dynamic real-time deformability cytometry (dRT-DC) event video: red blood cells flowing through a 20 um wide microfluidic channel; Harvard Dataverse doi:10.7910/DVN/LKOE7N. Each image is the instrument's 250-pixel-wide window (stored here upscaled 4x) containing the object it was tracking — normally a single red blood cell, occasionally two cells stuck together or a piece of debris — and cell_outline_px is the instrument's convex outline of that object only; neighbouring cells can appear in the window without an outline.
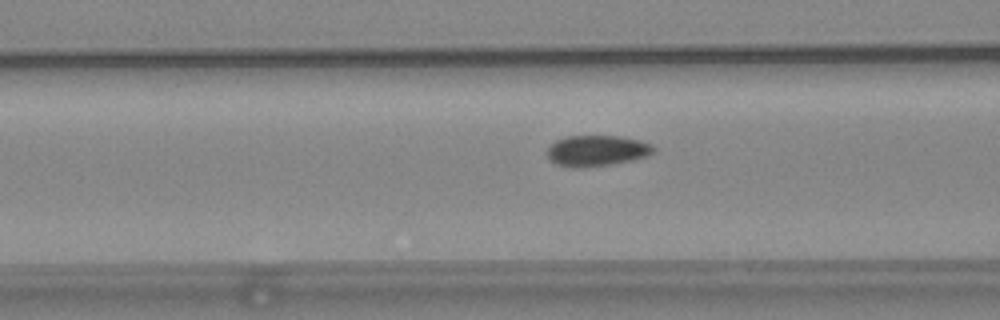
{"species": "common noctule bat (a hibernating species)", "species_latin": "Nyctalus noctula", "temperature_condition": "warm", "stored_images_in_passage": 39, "camera_frame_rate_fps": 3000, "um_per_image_px": 0.085, "animal": {"sex": "female", "body_mass_g": 24.6, "forearm_length_mm": 56.2}, "frame": {"image": 1, "passage_image": 16, "time_ms": 5.0, "image_size_px": [1000, 320], "cell_outline_px": [[656, 148], [648, 156], [632, 160], [612, 164], [584, 168], [572, 168], [556, 164], [548, 160], [544, 152], [556, 140], [568, 136], [620, 136], [640, 140], [652, 144]], "centroid_in_image_um": [50.69, 12.82], "position_along_channel_um": 115.9, "area_um2": 19.48}}
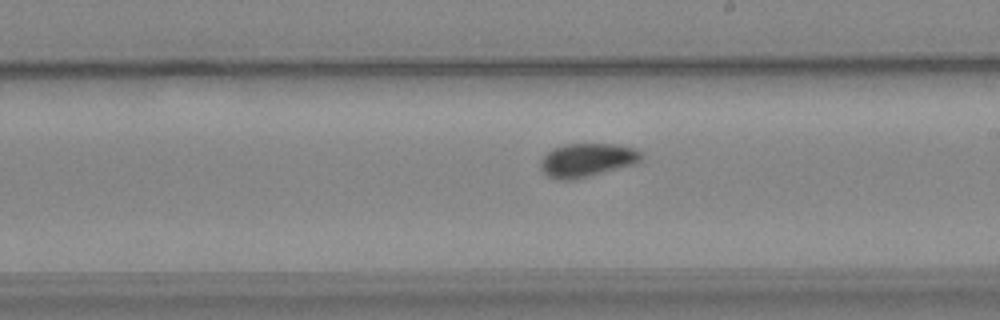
{"frame": {"image": 2, "passage_image": 26, "time_ms": 8.333, "image_size_px": [1000, 320], "cell_outline_px": [[644, 156], [636, 164], [572, 180], [556, 180], [544, 176], [540, 168], [540, 160], [552, 148], [564, 144], [616, 144], [632, 148], [640, 152]], "centroid_in_image_um": [49.84, 13.62], "position_along_channel_um": 239.2, "area_um2": 19.88}}
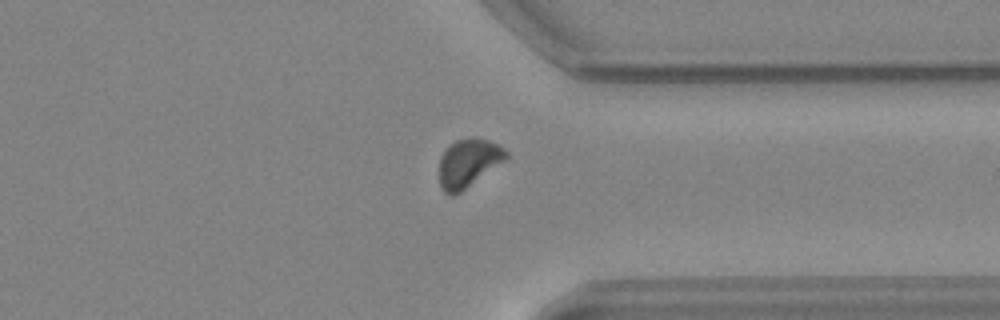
{"frame": {"image": 3, "passage_image": 37, "time_ms": 12.0, "image_size_px": [1000, 320], "cell_outline_px": [[508, 160], [460, 192], [452, 196], [448, 196], [440, 188], [440, 156], [456, 140], [488, 140], [504, 148], [508, 152]], "centroid_in_image_um": [39.84, 13.91], "position_along_channel_um": 371.6, "area_um2": 18.55}}